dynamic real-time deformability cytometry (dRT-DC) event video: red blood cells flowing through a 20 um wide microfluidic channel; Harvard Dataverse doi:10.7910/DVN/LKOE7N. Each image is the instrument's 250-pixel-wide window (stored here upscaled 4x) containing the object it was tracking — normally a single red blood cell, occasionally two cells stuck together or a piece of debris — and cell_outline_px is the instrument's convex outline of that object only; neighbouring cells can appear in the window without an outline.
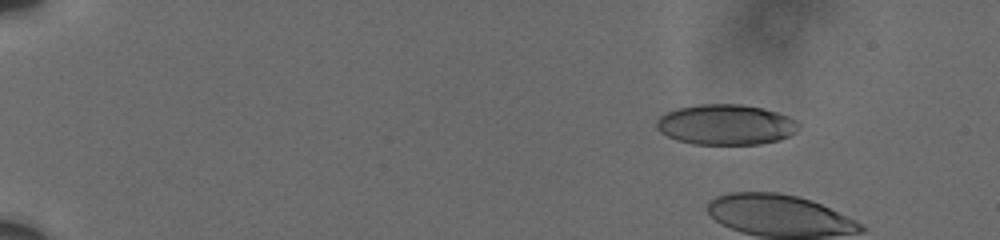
{"species": "human", "species_latin": "Homo sapiens", "temperature_condition": "cold", "stored_images_in_passage": 6, "camera_frame_rate_fps": 3000, "um_per_image_px": 0.085, "donor": {"sex": "male"}, "frame": {"image": 1, "passage_image": 4, "time_ms": 2.667, "image_size_px": [1000, 240], "cell_outline_px": [[800, 128], [796, 132], [780, 140], [760, 144], [692, 144], [676, 140], [660, 132], [656, 128], [656, 120], [660, 116], [676, 108], [700, 104], [740, 104], [764, 108], [788, 116], [796, 120], [800, 124]], "centroid_in_image_um": [61.7, 10.59], "position_along_channel_um": 23.3, "area_um2": 33.7}}